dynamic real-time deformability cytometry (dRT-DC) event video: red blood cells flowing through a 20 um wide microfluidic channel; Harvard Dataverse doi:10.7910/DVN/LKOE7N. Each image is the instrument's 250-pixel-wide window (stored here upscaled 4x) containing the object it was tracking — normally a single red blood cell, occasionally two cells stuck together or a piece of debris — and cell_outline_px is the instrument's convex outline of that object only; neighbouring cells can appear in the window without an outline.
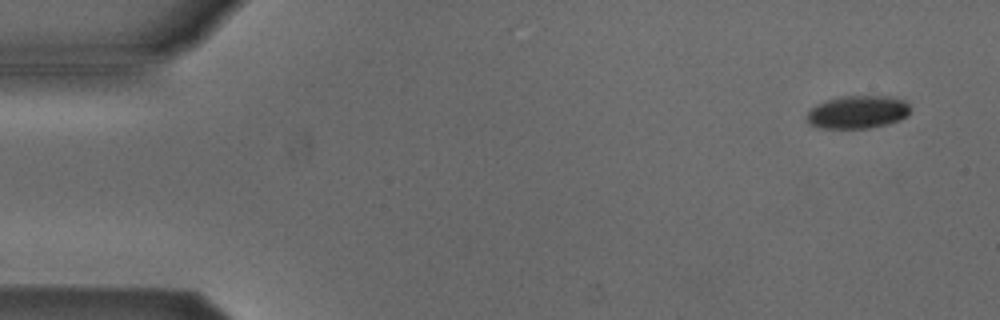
{"species": "Egyptian fruit bat (a non-hibernating species)", "species_latin": "Rousettus aegyptiacus", "temperature_condition": "cold", "stored_images_in_passage": 13, "camera_frame_rate_fps": 3000, "um_per_image_px": 0.085, "animal": {"sex": "male"}, "frame": {"image": 1, "passage_image": 1, "time_ms": 0.0, "image_size_px": [1000, 320], "cell_outline_px": [[908, 116], [900, 120], [868, 128], [820, 128], [808, 124], [808, 112], [816, 104], [828, 100], [848, 96], [888, 96], [904, 100], [908, 104]], "centroid_in_image_um": [72.9, 9.53], "position_along_channel_um": 12.1, "area_um2": 19.54}}
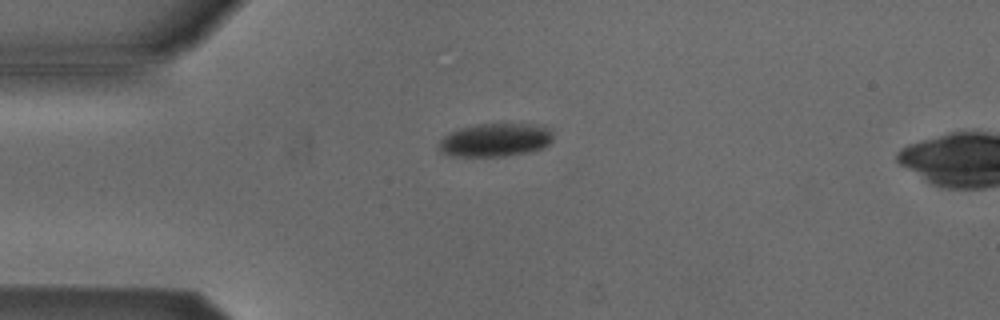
{"frame": {"image": 2, "passage_image": 11, "time_ms": 3.333, "image_size_px": [1000, 320], "cell_outline_px": [[552, 140], [544, 148], [528, 152], [504, 156], [452, 156], [440, 152], [440, 140], [444, 136], [460, 128], [480, 124], [528, 124], [552, 128]], "centroid_in_image_um": [42.13, 11.9], "position_along_channel_um": 42.9, "area_um2": 22.02}}